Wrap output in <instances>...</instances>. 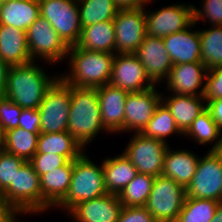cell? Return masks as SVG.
Wrapping results in <instances>:
<instances>
[{"label": "cell", "mask_w": 222, "mask_h": 222, "mask_svg": "<svg viewBox=\"0 0 222 222\" xmlns=\"http://www.w3.org/2000/svg\"><path fill=\"white\" fill-rule=\"evenodd\" d=\"M49 76L44 69L32 61L25 65L11 66L4 96L22 108L38 109L47 90L59 78Z\"/></svg>", "instance_id": "6da1fadb"}, {"label": "cell", "mask_w": 222, "mask_h": 222, "mask_svg": "<svg viewBox=\"0 0 222 222\" xmlns=\"http://www.w3.org/2000/svg\"><path fill=\"white\" fill-rule=\"evenodd\" d=\"M114 55L70 46L67 54L70 72L59 77L70 86L99 88L109 84Z\"/></svg>", "instance_id": "7a4b0ae2"}, {"label": "cell", "mask_w": 222, "mask_h": 222, "mask_svg": "<svg viewBox=\"0 0 222 222\" xmlns=\"http://www.w3.org/2000/svg\"><path fill=\"white\" fill-rule=\"evenodd\" d=\"M67 131L82 146L90 144L100 132L109 134L102 126L96 88L71 86V105Z\"/></svg>", "instance_id": "3957f363"}, {"label": "cell", "mask_w": 222, "mask_h": 222, "mask_svg": "<svg viewBox=\"0 0 222 222\" xmlns=\"http://www.w3.org/2000/svg\"><path fill=\"white\" fill-rule=\"evenodd\" d=\"M106 193L102 163L98 166L84 151L76 160H73L69 190L54 208L64 209L68 213L80 202L95 199Z\"/></svg>", "instance_id": "277c9868"}, {"label": "cell", "mask_w": 222, "mask_h": 222, "mask_svg": "<svg viewBox=\"0 0 222 222\" xmlns=\"http://www.w3.org/2000/svg\"><path fill=\"white\" fill-rule=\"evenodd\" d=\"M0 196L20 215L42 213L40 177L29 161L18 169L14 180Z\"/></svg>", "instance_id": "5b68a950"}, {"label": "cell", "mask_w": 222, "mask_h": 222, "mask_svg": "<svg viewBox=\"0 0 222 222\" xmlns=\"http://www.w3.org/2000/svg\"><path fill=\"white\" fill-rule=\"evenodd\" d=\"M186 198V188L163 175L156 176L145 208L157 222H175Z\"/></svg>", "instance_id": "8992f818"}, {"label": "cell", "mask_w": 222, "mask_h": 222, "mask_svg": "<svg viewBox=\"0 0 222 222\" xmlns=\"http://www.w3.org/2000/svg\"><path fill=\"white\" fill-rule=\"evenodd\" d=\"M71 105V86L60 77L47 90L38 107L40 115V133L67 131Z\"/></svg>", "instance_id": "52a82bcc"}, {"label": "cell", "mask_w": 222, "mask_h": 222, "mask_svg": "<svg viewBox=\"0 0 222 222\" xmlns=\"http://www.w3.org/2000/svg\"><path fill=\"white\" fill-rule=\"evenodd\" d=\"M40 16L47 20L64 43L70 47L81 33L80 12L77 0H38Z\"/></svg>", "instance_id": "ba28073f"}, {"label": "cell", "mask_w": 222, "mask_h": 222, "mask_svg": "<svg viewBox=\"0 0 222 222\" xmlns=\"http://www.w3.org/2000/svg\"><path fill=\"white\" fill-rule=\"evenodd\" d=\"M186 197L212 199L222 202V152L209 150L200 157Z\"/></svg>", "instance_id": "9c48e42d"}, {"label": "cell", "mask_w": 222, "mask_h": 222, "mask_svg": "<svg viewBox=\"0 0 222 222\" xmlns=\"http://www.w3.org/2000/svg\"><path fill=\"white\" fill-rule=\"evenodd\" d=\"M28 51L32 61L41 58L47 64L62 62L69 47L59 37L51 24L39 16L26 30Z\"/></svg>", "instance_id": "30bf717a"}, {"label": "cell", "mask_w": 222, "mask_h": 222, "mask_svg": "<svg viewBox=\"0 0 222 222\" xmlns=\"http://www.w3.org/2000/svg\"><path fill=\"white\" fill-rule=\"evenodd\" d=\"M123 155L136 167L138 173L159 176L163 170L164 156L168 144L134 133Z\"/></svg>", "instance_id": "8fae6325"}, {"label": "cell", "mask_w": 222, "mask_h": 222, "mask_svg": "<svg viewBox=\"0 0 222 222\" xmlns=\"http://www.w3.org/2000/svg\"><path fill=\"white\" fill-rule=\"evenodd\" d=\"M114 28L115 54H134L146 37L145 8L119 9Z\"/></svg>", "instance_id": "7c38bea8"}, {"label": "cell", "mask_w": 222, "mask_h": 222, "mask_svg": "<svg viewBox=\"0 0 222 222\" xmlns=\"http://www.w3.org/2000/svg\"><path fill=\"white\" fill-rule=\"evenodd\" d=\"M192 4H173L155 11H146V35L165 37L189 27L193 21Z\"/></svg>", "instance_id": "4fadbf2b"}, {"label": "cell", "mask_w": 222, "mask_h": 222, "mask_svg": "<svg viewBox=\"0 0 222 222\" xmlns=\"http://www.w3.org/2000/svg\"><path fill=\"white\" fill-rule=\"evenodd\" d=\"M109 84L129 93L142 92L155 86L134 54L114 55Z\"/></svg>", "instance_id": "5bb4252c"}, {"label": "cell", "mask_w": 222, "mask_h": 222, "mask_svg": "<svg viewBox=\"0 0 222 222\" xmlns=\"http://www.w3.org/2000/svg\"><path fill=\"white\" fill-rule=\"evenodd\" d=\"M162 101L156 85L142 92L128 93L125 101L124 132L140 133Z\"/></svg>", "instance_id": "9a60e30c"}, {"label": "cell", "mask_w": 222, "mask_h": 222, "mask_svg": "<svg viewBox=\"0 0 222 222\" xmlns=\"http://www.w3.org/2000/svg\"><path fill=\"white\" fill-rule=\"evenodd\" d=\"M134 55L144 66L147 76L155 85L166 80L173 64L162 37L146 35Z\"/></svg>", "instance_id": "2e32d148"}, {"label": "cell", "mask_w": 222, "mask_h": 222, "mask_svg": "<svg viewBox=\"0 0 222 222\" xmlns=\"http://www.w3.org/2000/svg\"><path fill=\"white\" fill-rule=\"evenodd\" d=\"M207 71L203 62L173 65L166 78V90L178 95L203 96Z\"/></svg>", "instance_id": "e0dca14e"}, {"label": "cell", "mask_w": 222, "mask_h": 222, "mask_svg": "<svg viewBox=\"0 0 222 222\" xmlns=\"http://www.w3.org/2000/svg\"><path fill=\"white\" fill-rule=\"evenodd\" d=\"M119 196L106 193L75 205L68 215L75 222H117L122 210Z\"/></svg>", "instance_id": "ac0fdd59"}, {"label": "cell", "mask_w": 222, "mask_h": 222, "mask_svg": "<svg viewBox=\"0 0 222 222\" xmlns=\"http://www.w3.org/2000/svg\"><path fill=\"white\" fill-rule=\"evenodd\" d=\"M97 89L102 126L109 134L124 132L127 91L105 84Z\"/></svg>", "instance_id": "d6986e66"}, {"label": "cell", "mask_w": 222, "mask_h": 222, "mask_svg": "<svg viewBox=\"0 0 222 222\" xmlns=\"http://www.w3.org/2000/svg\"><path fill=\"white\" fill-rule=\"evenodd\" d=\"M195 25L193 22L184 30L163 37L164 46L173 65L202 62L199 31L192 30Z\"/></svg>", "instance_id": "ffe728a7"}, {"label": "cell", "mask_w": 222, "mask_h": 222, "mask_svg": "<svg viewBox=\"0 0 222 222\" xmlns=\"http://www.w3.org/2000/svg\"><path fill=\"white\" fill-rule=\"evenodd\" d=\"M73 172V161L40 176L42 212L55 207L67 194Z\"/></svg>", "instance_id": "44dd1931"}, {"label": "cell", "mask_w": 222, "mask_h": 222, "mask_svg": "<svg viewBox=\"0 0 222 222\" xmlns=\"http://www.w3.org/2000/svg\"><path fill=\"white\" fill-rule=\"evenodd\" d=\"M200 157L190 150H173L168 146L164 156L161 175L173 179L178 184L187 188L191 183L197 169Z\"/></svg>", "instance_id": "7402d4cb"}, {"label": "cell", "mask_w": 222, "mask_h": 222, "mask_svg": "<svg viewBox=\"0 0 222 222\" xmlns=\"http://www.w3.org/2000/svg\"><path fill=\"white\" fill-rule=\"evenodd\" d=\"M0 58L10 66L32 62L28 51L26 31L0 25Z\"/></svg>", "instance_id": "603a6c76"}, {"label": "cell", "mask_w": 222, "mask_h": 222, "mask_svg": "<svg viewBox=\"0 0 222 222\" xmlns=\"http://www.w3.org/2000/svg\"><path fill=\"white\" fill-rule=\"evenodd\" d=\"M162 102L175 118L178 129L184 134L198 115L206 109L203 96L171 94L164 97Z\"/></svg>", "instance_id": "cb8c5ba5"}, {"label": "cell", "mask_w": 222, "mask_h": 222, "mask_svg": "<svg viewBox=\"0 0 222 222\" xmlns=\"http://www.w3.org/2000/svg\"><path fill=\"white\" fill-rule=\"evenodd\" d=\"M75 46L87 51L115 54L114 20L82 27L79 40Z\"/></svg>", "instance_id": "d4e9b609"}, {"label": "cell", "mask_w": 222, "mask_h": 222, "mask_svg": "<svg viewBox=\"0 0 222 222\" xmlns=\"http://www.w3.org/2000/svg\"><path fill=\"white\" fill-rule=\"evenodd\" d=\"M104 185L107 193L119 195L136 177V167L123 155L103 159Z\"/></svg>", "instance_id": "484cf974"}, {"label": "cell", "mask_w": 222, "mask_h": 222, "mask_svg": "<svg viewBox=\"0 0 222 222\" xmlns=\"http://www.w3.org/2000/svg\"><path fill=\"white\" fill-rule=\"evenodd\" d=\"M39 16L38 0L0 2V25H8L26 31Z\"/></svg>", "instance_id": "4316f807"}, {"label": "cell", "mask_w": 222, "mask_h": 222, "mask_svg": "<svg viewBox=\"0 0 222 222\" xmlns=\"http://www.w3.org/2000/svg\"><path fill=\"white\" fill-rule=\"evenodd\" d=\"M85 150L68 132L40 133L36 153L58 154L76 160Z\"/></svg>", "instance_id": "83f0119b"}, {"label": "cell", "mask_w": 222, "mask_h": 222, "mask_svg": "<svg viewBox=\"0 0 222 222\" xmlns=\"http://www.w3.org/2000/svg\"><path fill=\"white\" fill-rule=\"evenodd\" d=\"M183 135L188 138L191 136L198 145L214 142L209 150L222 149V130L212 120L207 109L198 115Z\"/></svg>", "instance_id": "f1b7e54d"}, {"label": "cell", "mask_w": 222, "mask_h": 222, "mask_svg": "<svg viewBox=\"0 0 222 222\" xmlns=\"http://www.w3.org/2000/svg\"><path fill=\"white\" fill-rule=\"evenodd\" d=\"M140 133L147 138H154L166 144V137L168 138L173 134L183 136V133L177 127L175 118L162 101L156 107L151 120Z\"/></svg>", "instance_id": "f546056e"}, {"label": "cell", "mask_w": 222, "mask_h": 222, "mask_svg": "<svg viewBox=\"0 0 222 222\" xmlns=\"http://www.w3.org/2000/svg\"><path fill=\"white\" fill-rule=\"evenodd\" d=\"M82 27L114 20L119 10L114 0H77Z\"/></svg>", "instance_id": "4dcf8cb0"}, {"label": "cell", "mask_w": 222, "mask_h": 222, "mask_svg": "<svg viewBox=\"0 0 222 222\" xmlns=\"http://www.w3.org/2000/svg\"><path fill=\"white\" fill-rule=\"evenodd\" d=\"M39 135L20 127L5 131L6 152L30 161L37 151Z\"/></svg>", "instance_id": "1f68e13d"}, {"label": "cell", "mask_w": 222, "mask_h": 222, "mask_svg": "<svg viewBox=\"0 0 222 222\" xmlns=\"http://www.w3.org/2000/svg\"><path fill=\"white\" fill-rule=\"evenodd\" d=\"M201 59L207 69L222 65V26L199 30Z\"/></svg>", "instance_id": "d6a6232c"}, {"label": "cell", "mask_w": 222, "mask_h": 222, "mask_svg": "<svg viewBox=\"0 0 222 222\" xmlns=\"http://www.w3.org/2000/svg\"><path fill=\"white\" fill-rule=\"evenodd\" d=\"M154 179V176L138 173L136 177L118 195L122 206H145L151 193Z\"/></svg>", "instance_id": "836d02e7"}, {"label": "cell", "mask_w": 222, "mask_h": 222, "mask_svg": "<svg viewBox=\"0 0 222 222\" xmlns=\"http://www.w3.org/2000/svg\"><path fill=\"white\" fill-rule=\"evenodd\" d=\"M219 201L186 197L175 222H211Z\"/></svg>", "instance_id": "e575fe53"}, {"label": "cell", "mask_w": 222, "mask_h": 222, "mask_svg": "<svg viewBox=\"0 0 222 222\" xmlns=\"http://www.w3.org/2000/svg\"><path fill=\"white\" fill-rule=\"evenodd\" d=\"M204 4V5H203ZM193 21L197 25L200 20L211 26H222V0H203L202 9L193 5Z\"/></svg>", "instance_id": "d590c367"}, {"label": "cell", "mask_w": 222, "mask_h": 222, "mask_svg": "<svg viewBox=\"0 0 222 222\" xmlns=\"http://www.w3.org/2000/svg\"><path fill=\"white\" fill-rule=\"evenodd\" d=\"M25 162L22 158L6 151L0 154V194L11 184L18 169Z\"/></svg>", "instance_id": "8d00e7d4"}, {"label": "cell", "mask_w": 222, "mask_h": 222, "mask_svg": "<svg viewBox=\"0 0 222 222\" xmlns=\"http://www.w3.org/2000/svg\"><path fill=\"white\" fill-rule=\"evenodd\" d=\"M21 111L22 107L4 96L0 100V127L4 131L17 128Z\"/></svg>", "instance_id": "74e56055"}, {"label": "cell", "mask_w": 222, "mask_h": 222, "mask_svg": "<svg viewBox=\"0 0 222 222\" xmlns=\"http://www.w3.org/2000/svg\"><path fill=\"white\" fill-rule=\"evenodd\" d=\"M68 161L66 157L58 154L35 153L29 162L40 177L52 169L65 165Z\"/></svg>", "instance_id": "f35d334b"}, {"label": "cell", "mask_w": 222, "mask_h": 222, "mask_svg": "<svg viewBox=\"0 0 222 222\" xmlns=\"http://www.w3.org/2000/svg\"><path fill=\"white\" fill-rule=\"evenodd\" d=\"M203 97L206 101L222 99V65L208 69Z\"/></svg>", "instance_id": "ab89813d"}, {"label": "cell", "mask_w": 222, "mask_h": 222, "mask_svg": "<svg viewBox=\"0 0 222 222\" xmlns=\"http://www.w3.org/2000/svg\"><path fill=\"white\" fill-rule=\"evenodd\" d=\"M117 222H157L151 213L144 207H122Z\"/></svg>", "instance_id": "60d3db41"}, {"label": "cell", "mask_w": 222, "mask_h": 222, "mask_svg": "<svg viewBox=\"0 0 222 222\" xmlns=\"http://www.w3.org/2000/svg\"><path fill=\"white\" fill-rule=\"evenodd\" d=\"M18 127L28 132L40 134V115L38 109L22 108Z\"/></svg>", "instance_id": "b9f144b4"}, {"label": "cell", "mask_w": 222, "mask_h": 222, "mask_svg": "<svg viewBox=\"0 0 222 222\" xmlns=\"http://www.w3.org/2000/svg\"><path fill=\"white\" fill-rule=\"evenodd\" d=\"M206 109L209 111L212 120L222 130V99L206 101Z\"/></svg>", "instance_id": "7bdbcfd3"}, {"label": "cell", "mask_w": 222, "mask_h": 222, "mask_svg": "<svg viewBox=\"0 0 222 222\" xmlns=\"http://www.w3.org/2000/svg\"><path fill=\"white\" fill-rule=\"evenodd\" d=\"M19 213L0 196V222H18Z\"/></svg>", "instance_id": "ee69618b"}, {"label": "cell", "mask_w": 222, "mask_h": 222, "mask_svg": "<svg viewBox=\"0 0 222 222\" xmlns=\"http://www.w3.org/2000/svg\"><path fill=\"white\" fill-rule=\"evenodd\" d=\"M154 0H114L119 9H140Z\"/></svg>", "instance_id": "f6af8a7d"}, {"label": "cell", "mask_w": 222, "mask_h": 222, "mask_svg": "<svg viewBox=\"0 0 222 222\" xmlns=\"http://www.w3.org/2000/svg\"><path fill=\"white\" fill-rule=\"evenodd\" d=\"M10 65L0 58V89H5Z\"/></svg>", "instance_id": "bcb514c9"}, {"label": "cell", "mask_w": 222, "mask_h": 222, "mask_svg": "<svg viewBox=\"0 0 222 222\" xmlns=\"http://www.w3.org/2000/svg\"><path fill=\"white\" fill-rule=\"evenodd\" d=\"M211 222H222V202L217 206Z\"/></svg>", "instance_id": "7dc6e473"}, {"label": "cell", "mask_w": 222, "mask_h": 222, "mask_svg": "<svg viewBox=\"0 0 222 222\" xmlns=\"http://www.w3.org/2000/svg\"><path fill=\"white\" fill-rule=\"evenodd\" d=\"M6 151L5 131L0 127V154Z\"/></svg>", "instance_id": "c3c4849f"}, {"label": "cell", "mask_w": 222, "mask_h": 222, "mask_svg": "<svg viewBox=\"0 0 222 222\" xmlns=\"http://www.w3.org/2000/svg\"><path fill=\"white\" fill-rule=\"evenodd\" d=\"M4 90L5 89H0V100L4 97Z\"/></svg>", "instance_id": "681fc988"}]
</instances>
